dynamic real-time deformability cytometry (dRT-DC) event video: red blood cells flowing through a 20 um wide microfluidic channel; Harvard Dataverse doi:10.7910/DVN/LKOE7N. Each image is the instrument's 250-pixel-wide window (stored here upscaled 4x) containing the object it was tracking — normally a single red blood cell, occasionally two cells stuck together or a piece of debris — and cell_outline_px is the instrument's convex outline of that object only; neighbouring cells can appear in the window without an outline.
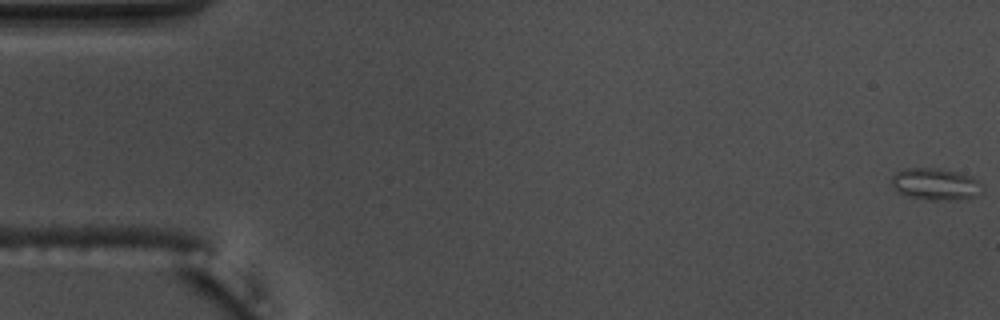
{"species": "common noctule bat (a hibernating species)", "species_latin": "Nyctalus noctula", "temperature_condition": "warm", "stored_images_in_passage": 56, "camera_frame_rate_fps": 3000, "um_per_image_px": 0.085, "animal": {"sex": "male", "body_mass_g": 17.5, "forearm_length_mm": 52.3}, "frame": {"image": 1, "passage_image": 1, "time_ms": 0.0, "image_size_px": [1000, 320], "cell_outline_px": [[984, 192], [976, 196], [960, 200], [932, 200], [904, 196], [896, 192], [892, 188], [892, 176], [896, 172], [904, 168], [936, 168], [956, 172], [972, 176], [984, 188]], "centroid_in_image_um": [79.5, 15.67], "position_along_channel_um": 5.5, "area_um2": 17.17}}
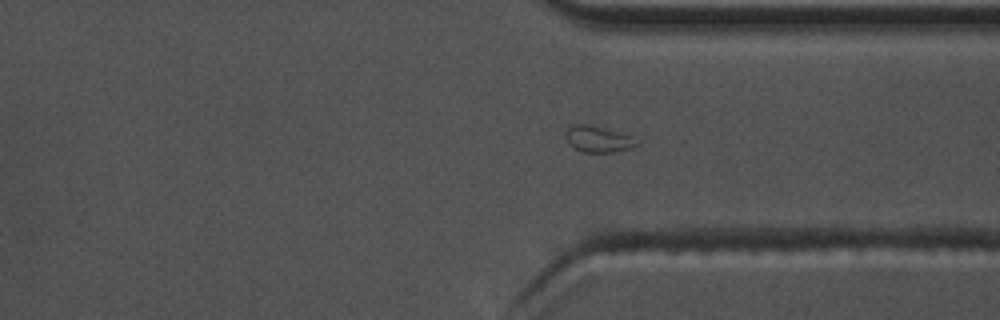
{"frame": {"image": 2, "passage_image": 42, "time_ms": 13.667, "image_size_px": [1000, 320], "cell_outline_px": [[640, 144], [628, 148], [612, 152], [580, 152], [572, 148], [568, 144], [564, 136], [564, 132], [568, 128], [576, 124], [588, 124], [620, 132], [628, 136]], "centroid_in_image_um": [50.74, 11.83], "position_along_channel_um": 360.7, "area_um2": 10.81}}
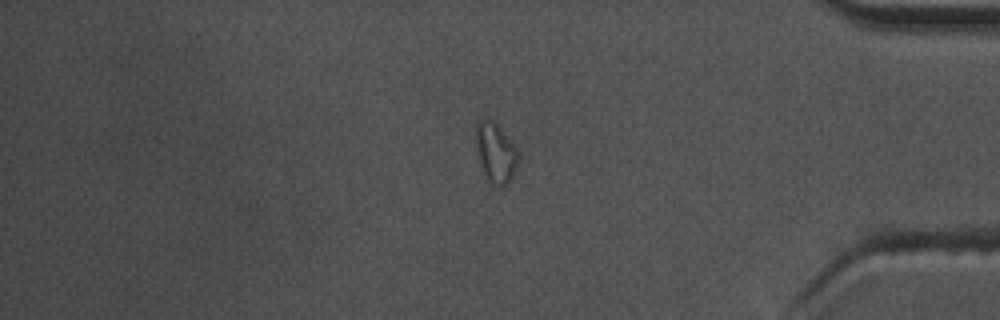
{"frame": {"image": 3, "passage_image": 47, "time_ms": 15.333, "image_size_px": [1000, 320], "cell_outline_px": [[516, 164], [512, 176], [504, 184], [492, 184], [488, 180], [480, 164], [476, 148], [476, 124], [480, 120], [492, 120], [508, 136], [516, 148]], "centroid_in_image_um": [42.09, 12.94], "position_along_channel_um": 393.1, "area_um2": 14.05}}